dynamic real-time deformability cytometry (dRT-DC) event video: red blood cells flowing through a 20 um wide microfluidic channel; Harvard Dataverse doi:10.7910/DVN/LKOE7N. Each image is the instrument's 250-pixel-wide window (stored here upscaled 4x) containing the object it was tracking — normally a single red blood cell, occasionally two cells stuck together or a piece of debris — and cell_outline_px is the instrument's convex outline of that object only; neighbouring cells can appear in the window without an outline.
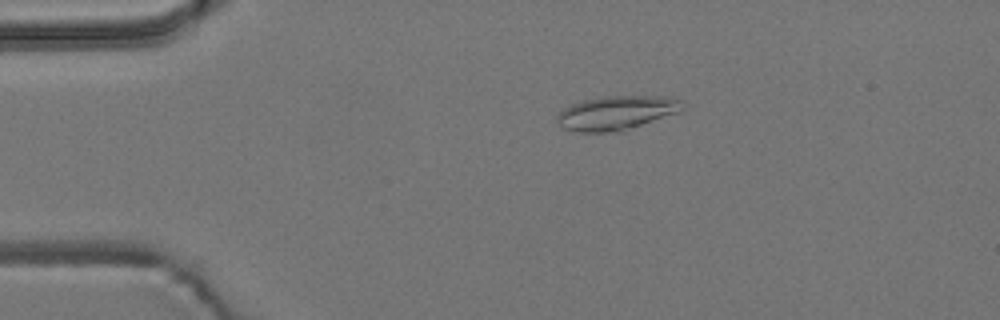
{"species": "common noctule bat (a hibernating species)", "species_latin": "Nyctalus noctula", "temperature_condition": "room temperature", "stored_images_in_passage": 55, "camera_frame_rate_fps": 3000, "um_per_image_px": 0.085, "animal": {"sex": "male", "body_mass_g": 19.2, "forearm_length_mm": 51.8}, "frame": {"image": 1, "passage_image": 11, "time_ms": 3.333, "image_size_px": [1000, 320], "cell_outline_px": [[684, 108], [680, 112], [620, 132], [576, 132], [564, 128], [556, 120], [556, 116], [564, 108], [572, 104], [584, 100], [604, 96], [672, 96], [680, 100], [684, 104]], "centroid_in_image_um": [52.44, 9.59], "position_along_channel_um": 32.6, "area_um2": 25.09}}
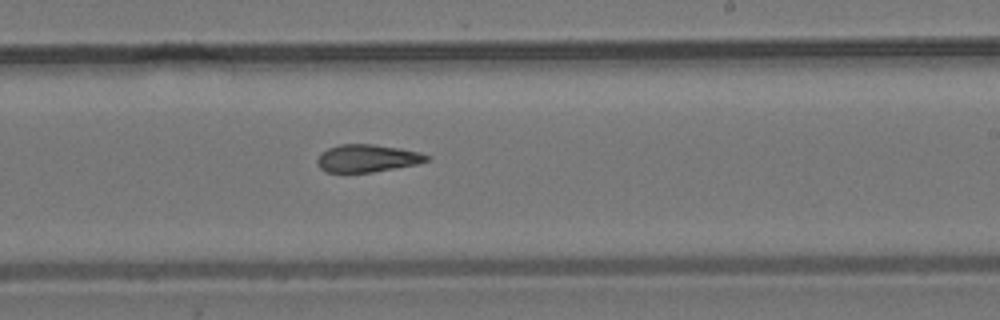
{"frame": {"image": 2, "passage_image": 33, "time_ms": 10.667, "image_size_px": [1000, 320], "cell_outline_px": [[432, 156], [428, 160], [416, 164], [396, 168], [372, 172], [324, 172], [316, 164], [316, 160], [328, 148], [340, 144], [372, 144], [400, 148], [420, 152]], "centroid_in_image_um": [31.23, 13.45], "position_along_channel_um": 257.8, "area_um2": 17.57}}
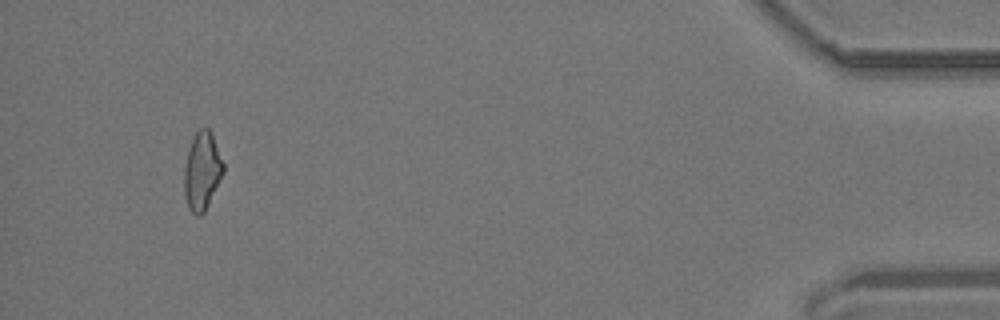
{"frame": {"image": 3, "passage_image": 52, "time_ms": 17.0, "image_size_px": [1000, 320], "cell_outline_px": [[224, 172], [204, 212], [200, 216], [196, 216], [188, 208], [184, 192], [184, 168], [188, 148], [196, 132], [200, 128], [208, 128], [212, 136], [224, 164]], "centroid_in_image_um": [17.16, 14.56], "position_along_channel_um": 418.0, "area_um2": 17.57}, "authors_computed_cell_mechanics": {"area_um2": 18.2648, "velocity_mm_per_s": 3.7348, "shape_relaxation_time_tau1_ms": null, "shape_relaxation_time_tau2_ms": 4.1463, "deformation_change_tau1": null, "deformation_change_tau2": 0.1407}}